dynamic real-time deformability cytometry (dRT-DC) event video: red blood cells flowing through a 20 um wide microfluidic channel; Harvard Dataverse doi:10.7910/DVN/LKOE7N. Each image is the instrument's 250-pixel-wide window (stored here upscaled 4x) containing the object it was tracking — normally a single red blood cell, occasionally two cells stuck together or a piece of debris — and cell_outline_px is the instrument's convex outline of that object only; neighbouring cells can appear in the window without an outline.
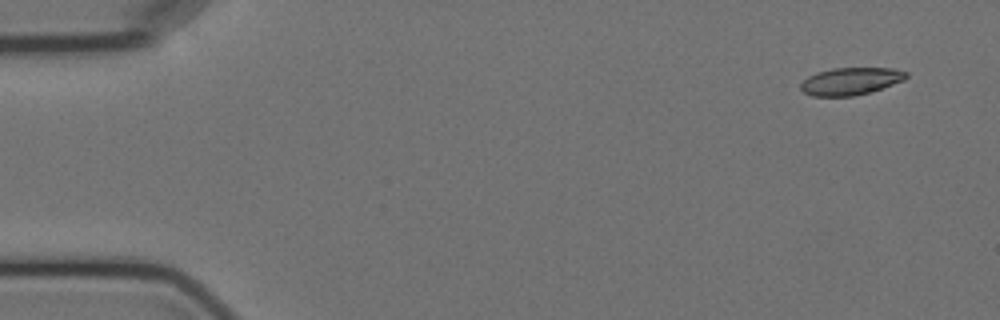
{"species": "Egyptian fruit bat (a non-hibernating species)", "species_latin": "Rousettus aegyptiacus", "temperature_condition": "cold", "stored_images_in_passage": 6, "camera_frame_rate_fps": 3000, "um_per_image_px": 0.085, "animal": {"sex": "female"}, "frame": {"image": 1, "passage_image": 1, "time_ms": 0.0, "image_size_px": [1000, 320], "cell_outline_px": [[908, 76], [904, 80], [868, 92], [852, 96], [812, 96], [804, 92], [800, 88], [800, 84], [808, 76], [816, 72], [832, 68], [892, 68], [908, 72]], "centroid_in_image_um": [72.28, 6.89], "position_along_channel_um": 12.7, "area_um2": 16.7}}
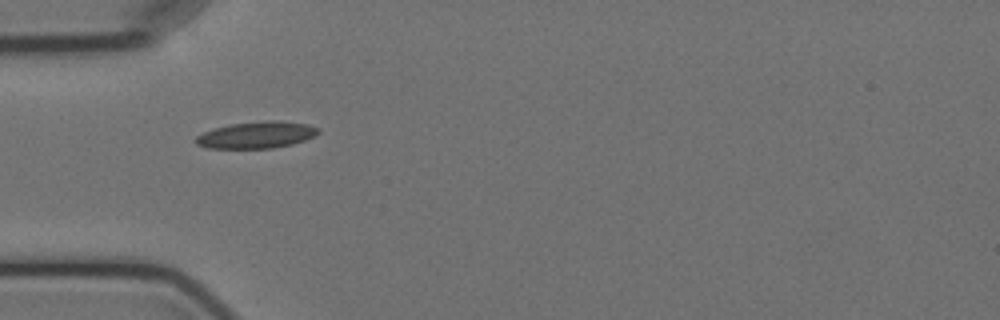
{"frame": {"image": 2, "passage_image": 5, "time_ms": 4.667, "image_size_px": [1000, 320], "cell_outline_px": [[320, 132], [316, 136], [292, 144], [272, 148], [208, 148], [196, 144], [192, 140], [196, 136], [212, 128], [232, 124], [268, 120], [272, 120], [308, 124], [320, 128]], "centroid_in_image_um": [21.8, 11.47], "position_along_channel_um": 63.2, "area_um2": 19.13}}
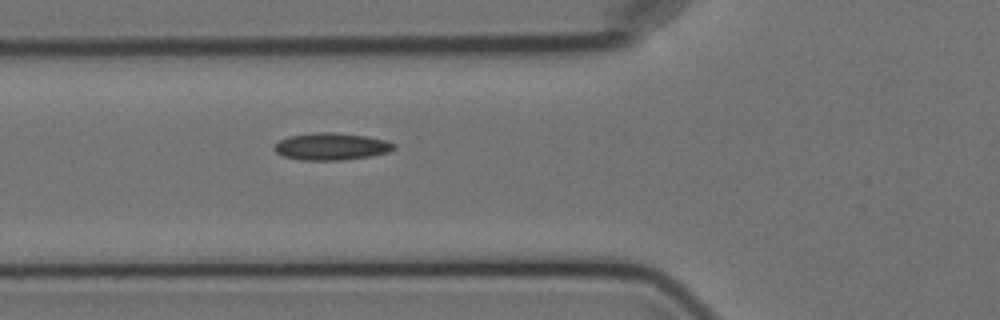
{"frame": {"image": 3, "passage_image": 6, "time_ms": 5.667, "image_size_px": [1000, 320], "cell_outline_px": [[396, 148], [388, 152], [368, 156], [340, 160], [300, 160], [284, 156], [276, 152], [272, 148], [280, 140], [288, 136], [316, 132], [332, 132], [364, 136], [384, 140], [396, 144]], "centroid_in_image_um": [28.13, 12.45], "position_along_channel_um": 97.7, "area_um2": 18.73}}